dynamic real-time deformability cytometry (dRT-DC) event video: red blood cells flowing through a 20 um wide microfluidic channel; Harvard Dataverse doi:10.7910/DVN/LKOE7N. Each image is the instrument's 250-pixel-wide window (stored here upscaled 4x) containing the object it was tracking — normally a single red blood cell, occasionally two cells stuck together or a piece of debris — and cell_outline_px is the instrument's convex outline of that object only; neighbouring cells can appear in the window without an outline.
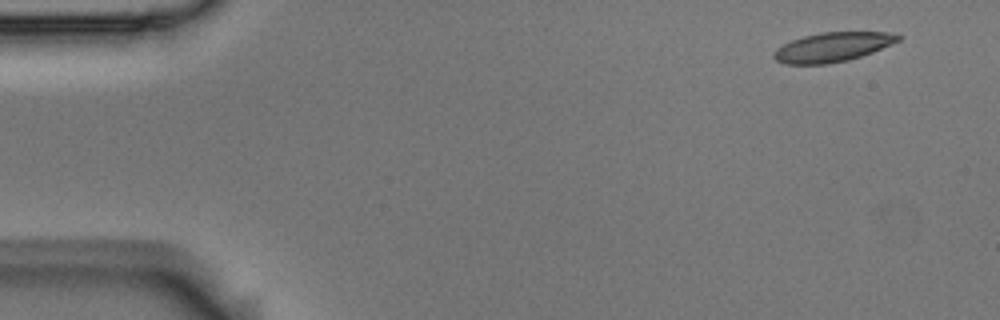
{"species": "Egyptian fruit bat (a non-hibernating species)", "species_latin": "Rousettus aegyptiacus", "temperature_condition": "room temperature", "stored_images_in_passage": 5, "camera_frame_rate_fps": 3000, "um_per_image_px": 0.085, "animal": {"sex": "male"}, "frame": {"image": 1, "passage_image": 1, "time_ms": 0.0, "image_size_px": [1000, 320], "cell_outline_px": [[904, 36], [900, 40], [872, 52], [848, 60], [828, 64], [784, 64], [776, 60], [772, 56], [772, 52], [776, 48], [792, 40], [804, 36], [820, 32], [896, 32]], "centroid_in_image_um": [70.77, 3.99], "position_along_channel_um": 14.2, "area_um2": 21.39}}
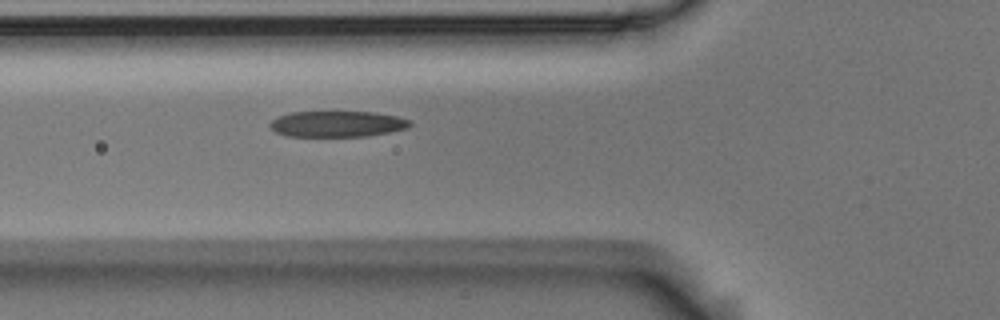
{"frame": {"image": 2, "passage_image": 5, "time_ms": 1.333, "image_size_px": [1000, 320], "cell_outline_px": [[412, 124], [408, 128], [368, 136], [288, 136], [276, 132], [268, 124], [276, 116], [292, 112], [376, 112], [396, 116], [412, 120]], "centroid_in_image_um": [28.68, 10.53], "position_along_channel_um": 97.1, "area_um2": 21.21}}